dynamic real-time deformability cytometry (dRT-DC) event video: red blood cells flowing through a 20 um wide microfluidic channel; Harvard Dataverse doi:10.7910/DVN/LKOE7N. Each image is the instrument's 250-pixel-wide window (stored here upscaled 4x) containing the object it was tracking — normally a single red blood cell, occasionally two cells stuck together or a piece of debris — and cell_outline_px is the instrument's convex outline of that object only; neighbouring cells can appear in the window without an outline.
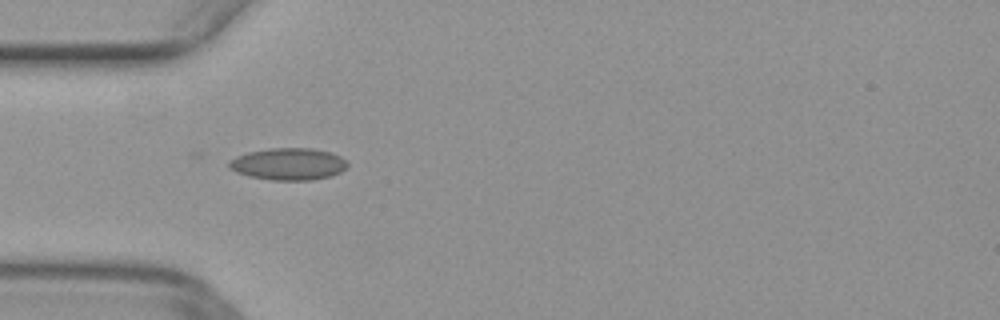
{"species": "common noctule bat (a hibernating species)", "species_latin": "Nyctalus noctula", "temperature_condition": "warm", "stored_images_in_passage": 36, "camera_frame_rate_fps": 3000, "um_per_image_px": 0.085, "animal": {"sex": "female", "body_mass_g": 29.2, "forearm_length_mm": 56.3}, "frame": {"image": 1, "passage_image": 1, "time_ms": 0.0, "image_size_px": [1000, 320], "cell_outline_px": [[348, 164], [340, 172], [332, 176], [312, 180], [272, 180], [248, 176], [236, 172], [228, 168], [228, 160], [236, 156], [248, 152], [268, 148], [312, 148], [332, 152], [340, 156]], "centroid_in_image_um": [24.48, 13.94], "position_along_channel_um": 60.5, "area_um2": 22.25}}
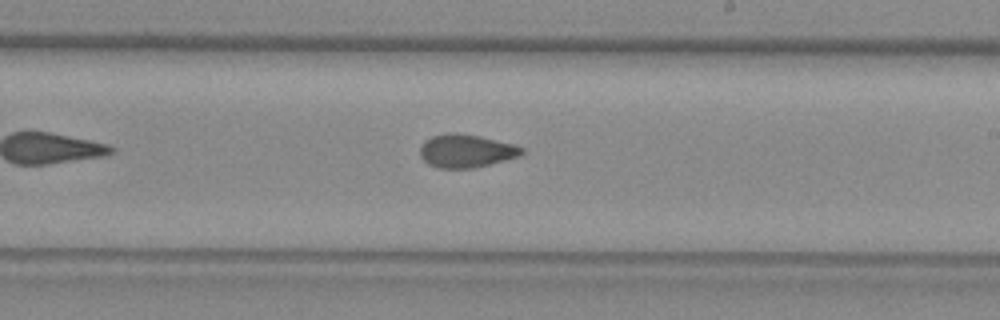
{"frame": {"image": 2, "passage_image": 15, "time_ms": 4.667, "image_size_px": [1000, 320], "cell_outline_px": [[524, 152], [520, 156], [472, 168], [440, 168], [428, 164], [420, 156], [420, 148], [424, 140], [432, 136], [448, 132], [456, 132], [480, 136], [512, 144], [524, 148]], "centroid_in_image_um": [39.59, 12.81], "position_along_channel_um": 249.4, "area_um2": 19.59}}
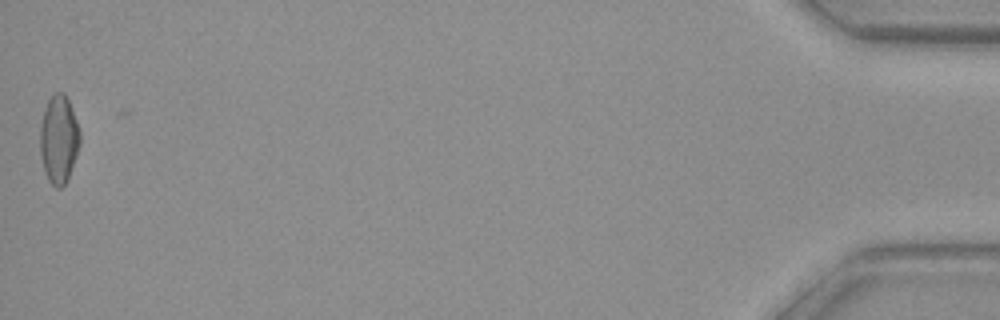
{"frame": {"image": 3, "passage_image": 36, "time_ms": 11.667, "image_size_px": [1000, 320], "cell_outline_px": [[80, 144], [76, 156], [68, 176], [64, 184], [60, 188], [56, 188], [48, 180], [44, 172], [40, 156], [40, 124], [44, 108], [52, 92], [64, 92], [68, 100], [76, 120], [80, 132]], "centroid_in_image_um": [4.97, 11.81], "position_along_channel_um": 430.2, "area_um2": 20.52}}